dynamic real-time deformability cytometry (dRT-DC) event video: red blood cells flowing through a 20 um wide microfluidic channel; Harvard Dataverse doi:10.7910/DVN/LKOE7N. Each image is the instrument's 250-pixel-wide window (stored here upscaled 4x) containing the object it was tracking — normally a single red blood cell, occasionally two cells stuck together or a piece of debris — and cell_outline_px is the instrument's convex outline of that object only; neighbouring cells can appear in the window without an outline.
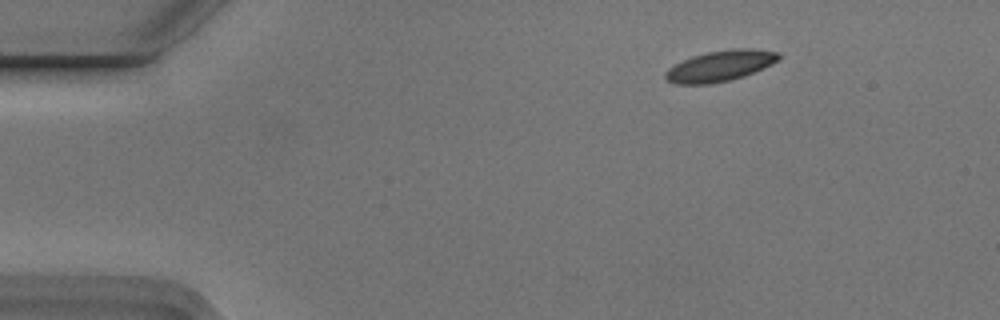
{"species": "Egyptian fruit bat (a non-hibernating species)", "species_latin": "Rousettus aegyptiacus", "temperature_condition": "cold", "stored_images_in_passage": 3, "camera_frame_rate_fps": 3000, "um_per_image_px": 0.085, "animal": {"sex": "male"}, "frame": {"image": 1, "passage_image": 1, "time_ms": 0.0, "image_size_px": [1000, 320], "cell_outline_px": [[780, 60], [772, 64], [744, 76], [712, 84], [672, 84], [664, 76], [664, 72], [668, 68], [692, 56], [708, 52], [732, 48], [752, 48], [776, 52], [780, 56]], "centroid_in_image_um": [61.2, 5.6], "position_along_channel_um": 23.8, "area_um2": 20.29}}